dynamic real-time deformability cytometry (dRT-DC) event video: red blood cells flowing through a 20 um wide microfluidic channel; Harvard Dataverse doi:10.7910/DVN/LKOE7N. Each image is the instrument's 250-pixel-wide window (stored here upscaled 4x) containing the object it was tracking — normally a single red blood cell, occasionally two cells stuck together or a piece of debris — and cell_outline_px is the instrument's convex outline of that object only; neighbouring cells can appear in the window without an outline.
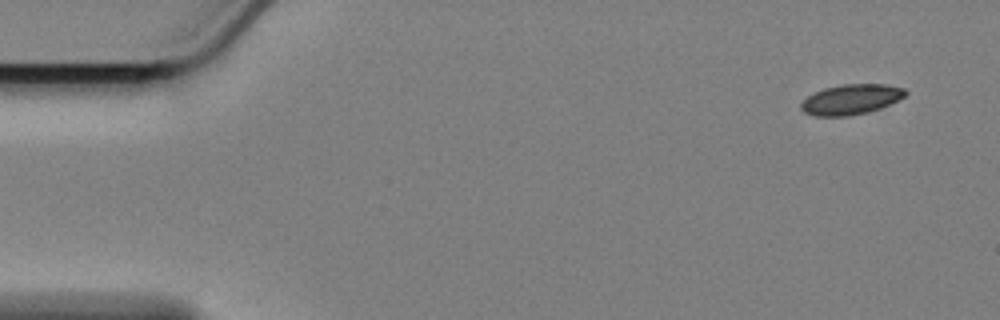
{"species": "Egyptian fruit bat (a non-hibernating species)", "species_latin": "Rousettus aegyptiacus", "temperature_condition": "cold", "stored_images_in_passage": 12, "camera_frame_rate_fps": 3000, "um_per_image_px": 0.085, "animal": {"sex": "female"}, "frame": {"image": 1, "passage_image": 1, "time_ms": 0.0, "image_size_px": [1000, 320], "cell_outline_px": [[908, 92], [904, 96], [880, 108], [868, 112], [848, 116], [816, 116], [804, 112], [800, 108], [800, 104], [808, 96], [824, 88], [844, 84], [888, 84], [904, 88]], "centroid_in_image_um": [72.33, 8.44], "position_along_channel_um": 12.7, "area_um2": 18.21}}